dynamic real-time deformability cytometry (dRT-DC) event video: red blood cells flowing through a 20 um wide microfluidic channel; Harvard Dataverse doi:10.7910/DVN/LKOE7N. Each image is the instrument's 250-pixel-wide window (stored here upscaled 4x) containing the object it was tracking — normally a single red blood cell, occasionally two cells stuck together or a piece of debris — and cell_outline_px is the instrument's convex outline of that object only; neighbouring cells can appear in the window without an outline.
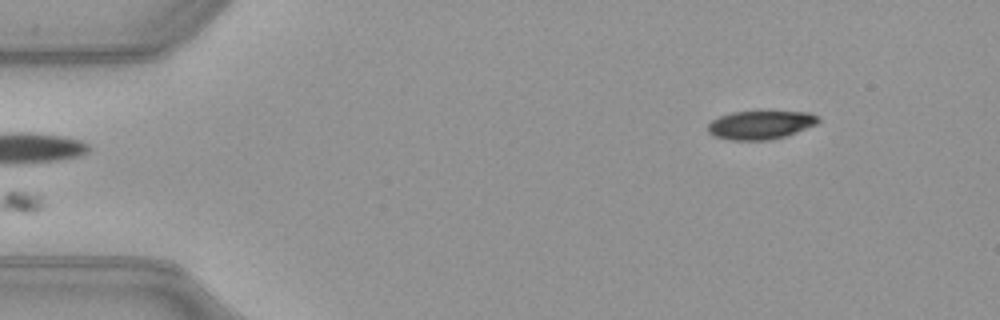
{"species": "common noctule bat (a hibernating species)", "species_latin": "Nyctalus noctula", "temperature_condition": "warm", "stored_images_in_passage": 46, "camera_frame_rate_fps": 3000, "um_per_image_px": 0.085, "animal": {"sex": "female", "body_mass_g": 21.9}, "frame": {"image": 1, "passage_image": 1, "time_ms": 0.0, "image_size_px": [1000, 320], "cell_outline_px": [[820, 120], [816, 124], [788, 136], [772, 140], [728, 140], [712, 136], [708, 132], [708, 124], [712, 120], [720, 116], [732, 112], [808, 112], [820, 116]], "centroid_in_image_um": [64.64, 10.63], "position_along_channel_um": 20.4, "area_um2": 18.5}}
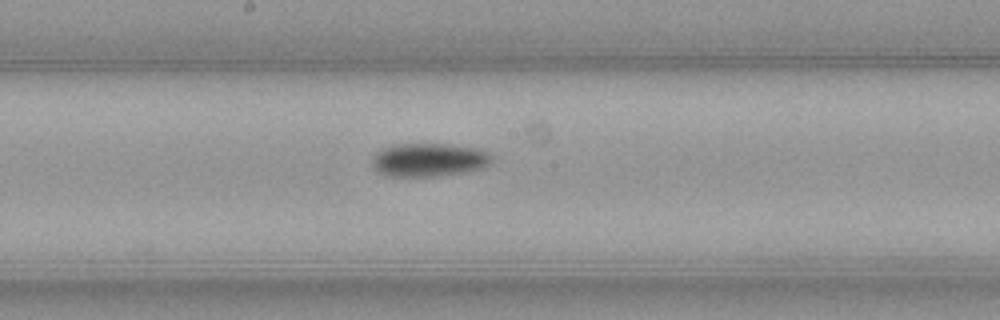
{"frame": {"image": 2, "passage_image": 22, "time_ms": 7.0, "image_size_px": [1000, 320], "cell_outline_px": [[492, 164], [484, 168], [464, 172], [440, 176], [384, 176], [376, 172], [372, 164], [372, 160], [376, 152], [392, 144], [452, 144], [476, 148], [492, 152]], "centroid_in_image_um": [36.49, 13.59], "position_along_channel_um": 211.7, "area_um2": 23.76}}
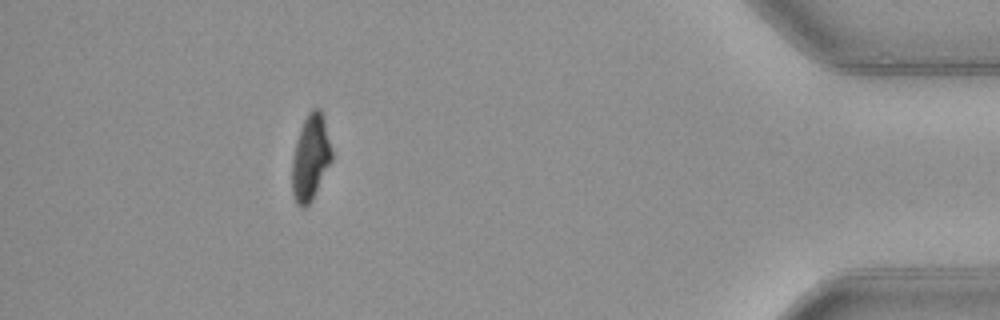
{"frame": {"image": 3, "passage_image": 41, "time_ms": 13.333, "image_size_px": [1000, 320], "cell_outline_px": [[332, 160], [312, 200], [304, 208], [300, 208], [296, 204], [292, 196], [292, 156], [296, 140], [300, 128], [308, 112], [312, 108], [320, 108], [332, 152]], "centroid_in_image_um": [26.36, 13.44], "position_along_channel_um": 408.8, "area_um2": 19.77}, "authors_computed_cell_mechanics": {"area_um2": 21.2415, "velocity_mm_per_s": 4.0228, "shape_relaxation_time_tau1_ms": 5.3838, "shape_relaxation_time_tau2_ms": null, "deformation_change_tau1": 0.1648, "deformation_change_tau2": null}}